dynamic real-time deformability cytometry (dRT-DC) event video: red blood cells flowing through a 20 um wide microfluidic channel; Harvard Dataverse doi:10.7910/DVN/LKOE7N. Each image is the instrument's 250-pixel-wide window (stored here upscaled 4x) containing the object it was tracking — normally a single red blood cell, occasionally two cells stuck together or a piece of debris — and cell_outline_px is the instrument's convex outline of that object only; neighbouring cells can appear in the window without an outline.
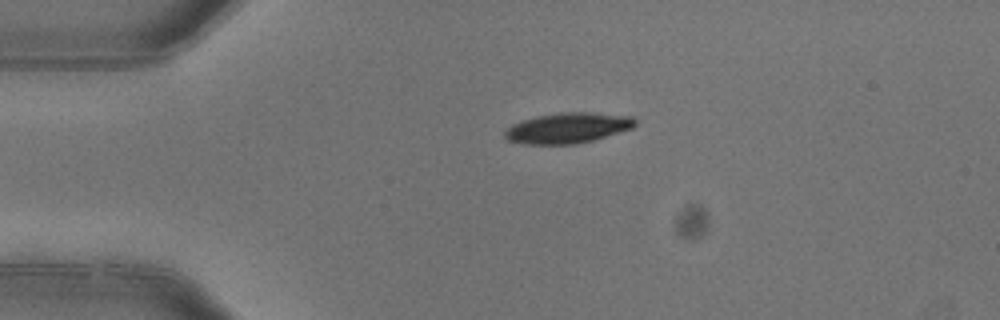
{"species": "common noctule bat (a hibernating species)", "species_latin": "Nyctalus noctula", "temperature_condition": "warm", "stored_images_in_passage": 5, "camera_frame_rate_fps": 3000, "um_per_image_px": 0.085, "animal": {"sex": "female"}, "frame": {"image": 1, "passage_image": 5, "time_ms": 1.333, "image_size_px": [1000, 320], "cell_outline_px": [[636, 124], [632, 128], [592, 140], [576, 144], [524, 144], [508, 140], [504, 136], [504, 132], [512, 124], [536, 116], [560, 112], [588, 112], [632, 116], [636, 120]], "centroid_in_image_um": [48.25, 10.87], "position_along_channel_um": 36.7, "area_um2": 23.0}}